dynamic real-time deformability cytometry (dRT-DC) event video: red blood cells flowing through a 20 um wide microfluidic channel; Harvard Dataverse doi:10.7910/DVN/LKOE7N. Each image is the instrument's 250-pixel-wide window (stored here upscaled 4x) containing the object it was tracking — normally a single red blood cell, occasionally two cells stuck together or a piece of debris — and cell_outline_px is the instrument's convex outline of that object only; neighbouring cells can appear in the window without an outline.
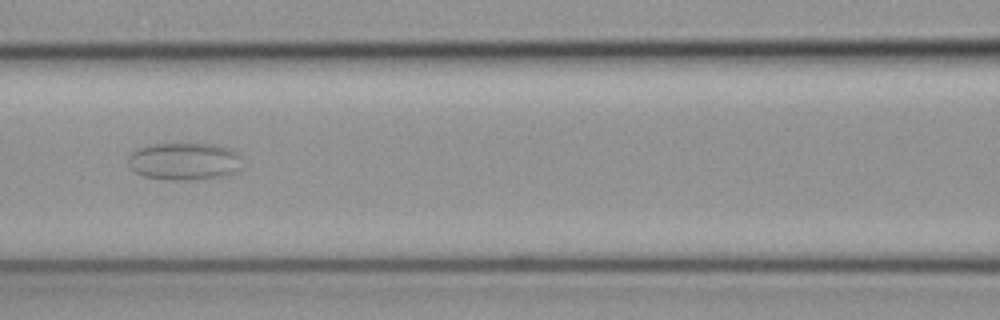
{"species": "common noctule bat (a hibernating species)", "species_latin": "Nyctalus noctula", "temperature_condition": "cold", "stored_images_in_passage": 33, "camera_frame_rate_fps": 3000, "um_per_image_px": 0.085, "animal": {"sex": "female", "body_mass_g": 19.3, "forearm_length_mm": 54.1}, "frame": {"image": 1, "passage_image": 8, "time_ms": 2.333, "image_size_px": [1000, 320], "cell_outline_px": [[244, 168], [236, 172], [224, 176], [188, 180], [164, 180], [144, 176], [128, 168], [128, 156], [132, 152], [148, 144], [212, 144], [228, 148], [236, 152], [240, 156]], "centroid_in_image_um": [15.67, 13.73], "position_along_channel_um": 150.9, "area_um2": 25.2}}
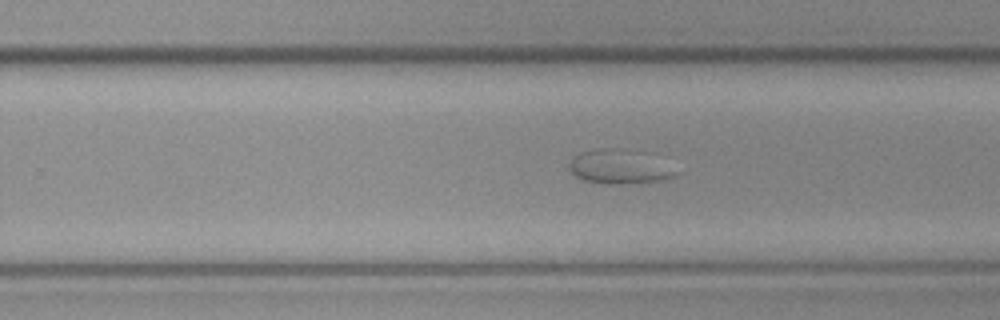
{"frame": {"image": 2, "passage_image": 19, "time_ms": 6.0, "image_size_px": [1000, 320], "cell_outline_px": [[680, 172], [676, 176], [664, 180], [640, 184], [608, 184], [584, 180], [576, 176], [568, 168], [568, 164], [580, 152], [604, 148], [624, 148]], "centroid_in_image_um": [52.57, 14.23], "position_along_channel_um": 277.2, "area_um2": 20.52}}
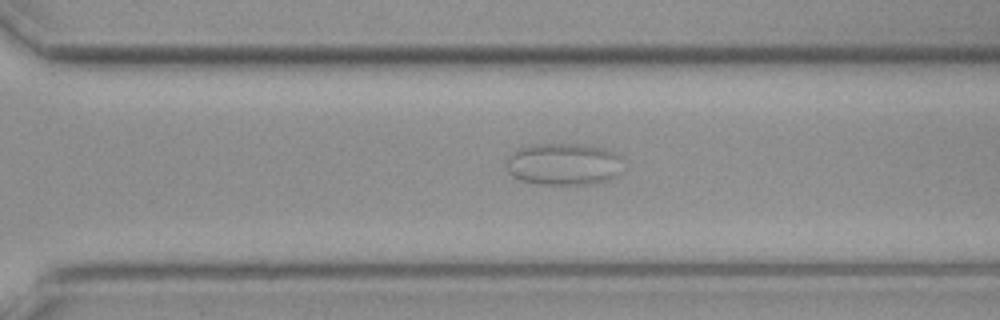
{"frame": {"image": 3, "passage_image": 23, "time_ms": 7.333, "image_size_px": [1000, 320], "cell_outline_px": [[624, 172], [612, 180], [588, 184], [540, 184], [520, 180], [512, 176], [508, 172], [504, 164], [504, 160], [516, 148], [528, 144], [580, 144], [604, 148], [620, 156]], "centroid_in_image_um": [47.89, 13.95], "position_along_channel_um": 322.7, "area_um2": 29.36}}